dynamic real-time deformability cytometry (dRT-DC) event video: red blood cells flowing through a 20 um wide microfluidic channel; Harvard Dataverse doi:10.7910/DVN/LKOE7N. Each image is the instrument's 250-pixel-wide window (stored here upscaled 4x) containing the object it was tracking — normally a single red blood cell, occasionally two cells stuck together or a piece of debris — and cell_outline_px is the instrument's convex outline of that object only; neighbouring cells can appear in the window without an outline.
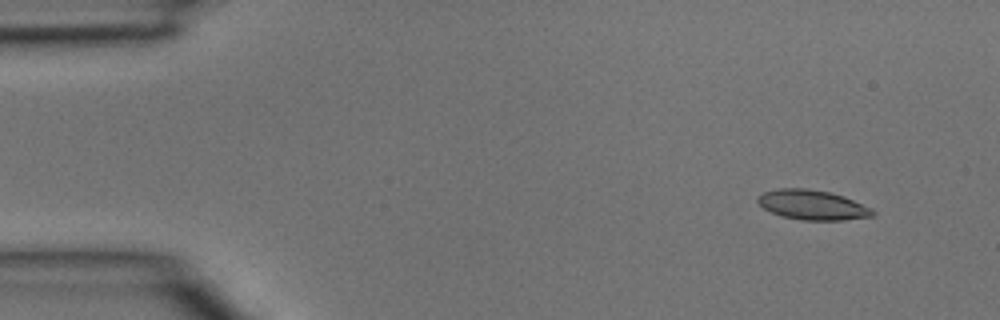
{"species": "common noctule bat (a hibernating species)", "species_latin": "Nyctalus noctula", "temperature_condition": "room temperature", "stored_images_in_passage": 5, "camera_frame_rate_fps": 3000, "um_per_image_px": 0.085, "animal": {"sex": "male", "body_mass_g": 15.6}, "frame": {"image": 1, "passage_image": 5, "time_ms": 1.333, "image_size_px": [1000, 320], "cell_outline_px": [[876, 216], [840, 220], [800, 220], [780, 216], [764, 208], [756, 200], [756, 196], [764, 192], [776, 188], [808, 188], [828, 192], [844, 196], [872, 208], [876, 212]], "centroid_in_image_um": [69.06, 17.41], "position_along_channel_um": 15.9, "area_um2": 20.11}}